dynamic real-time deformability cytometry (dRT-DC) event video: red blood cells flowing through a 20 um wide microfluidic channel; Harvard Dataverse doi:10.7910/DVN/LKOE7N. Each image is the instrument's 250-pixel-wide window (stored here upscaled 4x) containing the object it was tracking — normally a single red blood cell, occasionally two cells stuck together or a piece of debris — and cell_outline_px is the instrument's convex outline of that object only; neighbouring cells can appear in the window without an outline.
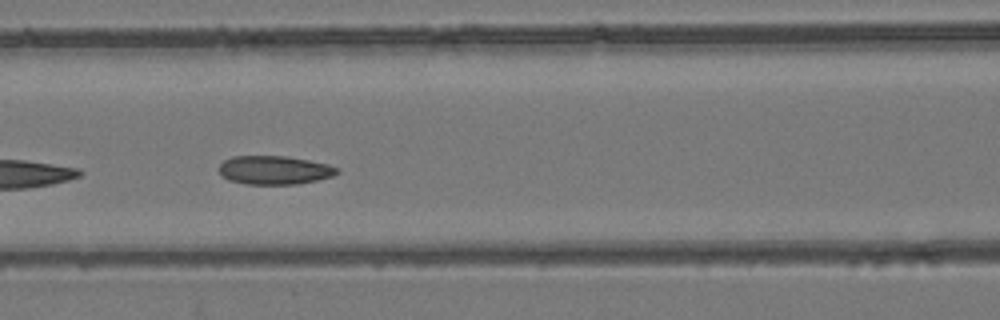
{"species": "common noctule bat (a hibernating species)", "species_latin": "Nyctalus noctula", "temperature_condition": "room temperature", "stored_images_in_passage": 23, "camera_frame_rate_fps": 3000, "um_per_image_px": 0.085, "animal": {"sex": "female", "body_mass_g": 24.6, "forearm_length_mm": 56.2}, "frame": {"image": 1, "passage_image": 7, "time_ms": 2.0, "image_size_px": [1000, 320], "cell_outline_px": [[340, 172], [332, 176], [316, 180], [296, 184], [244, 184], [228, 180], [220, 172], [220, 164], [224, 160], [232, 156], [288, 156], [328, 164], [340, 168]], "centroid_in_image_um": [23.34, 14.45], "position_along_channel_um": 143.3, "area_um2": 19.71}}
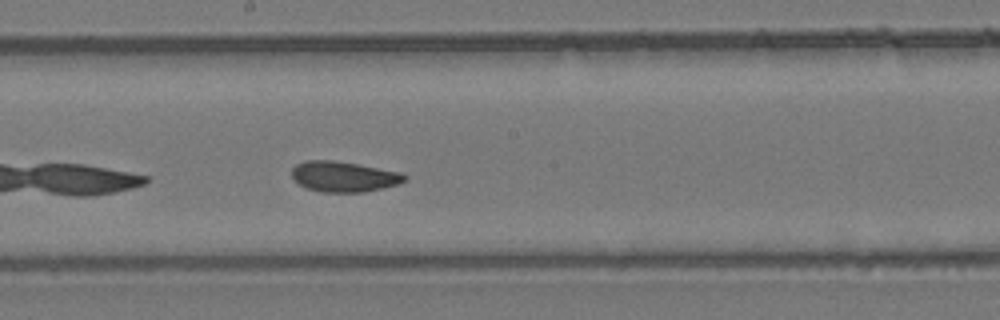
{"frame": {"image": 2, "passage_image": 13, "time_ms": 4.0, "image_size_px": [1000, 320], "cell_outline_px": [[408, 176], [404, 180], [396, 184], [364, 192], [320, 192], [308, 188], [300, 184], [292, 176], [292, 168], [296, 164], [304, 160], [332, 160], [356, 164], [400, 172]], "centroid_in_image_um": [29.18, 15.0], "position_along_channel_um": 219.0, "area_um2": 19.71}}
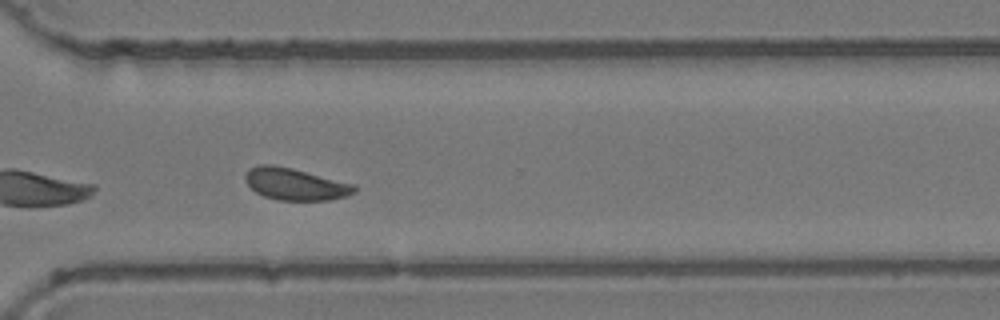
{"frame": {"image": 3, "passage_image": 23, "time_ms": 7.333, "image_size_px": [1000, 320], "cell_outline_px": [[356, 192], [348, 196], [328, 200], [276, 200], [264, 196], [256, 192], [244, 180], [244, 176], [248, 168], [260, 164], [272, 164], [292, 168], [356, 184]], "centroid_in_image_um": [25.1, 15.64], "position_along_channel_um": 345.5, "area_um2": 20.52}}